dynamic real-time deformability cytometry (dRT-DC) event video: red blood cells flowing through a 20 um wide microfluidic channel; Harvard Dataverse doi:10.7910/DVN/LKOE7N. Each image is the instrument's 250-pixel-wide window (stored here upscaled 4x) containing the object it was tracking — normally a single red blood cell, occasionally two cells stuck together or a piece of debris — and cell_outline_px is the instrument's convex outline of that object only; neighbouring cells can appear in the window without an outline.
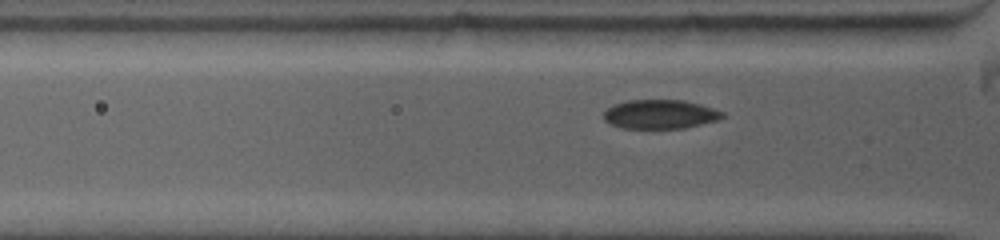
{"species": "common noctule bat (a hibernating species)", "species_latin": "Nyctalus noctula", "temperature_condition": "warm", "stored_images_in_passage": 14, "camera_frame_rate_fps": 5000, "um_per_image_px": 0.085, "animal": {"sex": "female", "body_mass_g": 19.0, "forearm_length_mm": 53.3}, "frame": {"image": 1, "passage_image": 11, "time_ms": 1.6, "image_size_px": [1000, 240], "cell_outline_px": [[724, 116], [716, 120], [684, 128], [624, 128], [612, 124], [604, 120], [604, 112], [608, 108], [616, 104], [628, 100], [684, 100], [700, 104], [724, 112]], "centroid_in_image_um": [56.11, 9.7], "position_along_channel_um": 69.7, "area_um2": 19.83}}